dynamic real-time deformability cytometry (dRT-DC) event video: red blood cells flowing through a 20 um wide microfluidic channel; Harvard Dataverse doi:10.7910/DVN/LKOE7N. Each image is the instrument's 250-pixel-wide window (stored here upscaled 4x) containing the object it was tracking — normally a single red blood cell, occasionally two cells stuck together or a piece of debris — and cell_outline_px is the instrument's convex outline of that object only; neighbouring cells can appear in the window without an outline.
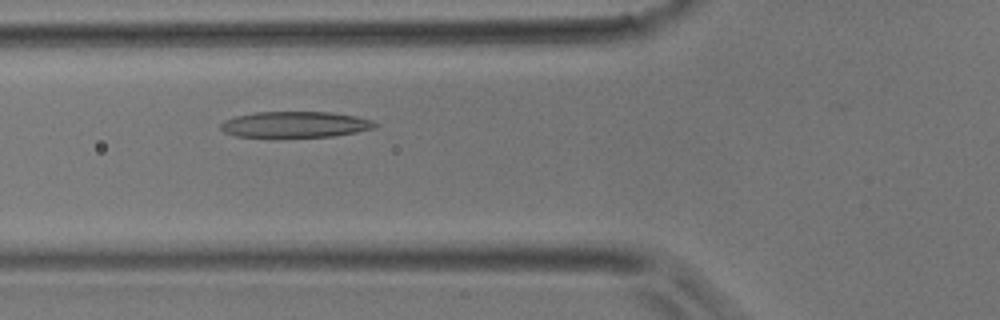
{"species": "common noctule bat (a hibernating species)", "species_latin": "Nyctalus noctula", "temperature_condition": "room temperature", "stored_images_in_passage": 3, "camera_frame_rate_fps": 3000, "um_per_image_px": 0.085, "animal": {"sex": "male", "body_mass_g": 17.9}, "frame": {"image": 1, "passage_image": 3, "time_ms": 0.667, "image_size_px": [1000, 320], "cell_outline_px": [[376, 128], [356, 132], [332, 136], [272, 140], [236, 136], [224, 132], [220, 128], [220, 124], [224, 120], [236, 116], [256, 112], [332, 112], [356, 116], [372, 120], [376, 124]], "centroid_in_image_um": [25.02, 10.63], "position_along_channel_um": 100.8, "area_um2": 24.45}}